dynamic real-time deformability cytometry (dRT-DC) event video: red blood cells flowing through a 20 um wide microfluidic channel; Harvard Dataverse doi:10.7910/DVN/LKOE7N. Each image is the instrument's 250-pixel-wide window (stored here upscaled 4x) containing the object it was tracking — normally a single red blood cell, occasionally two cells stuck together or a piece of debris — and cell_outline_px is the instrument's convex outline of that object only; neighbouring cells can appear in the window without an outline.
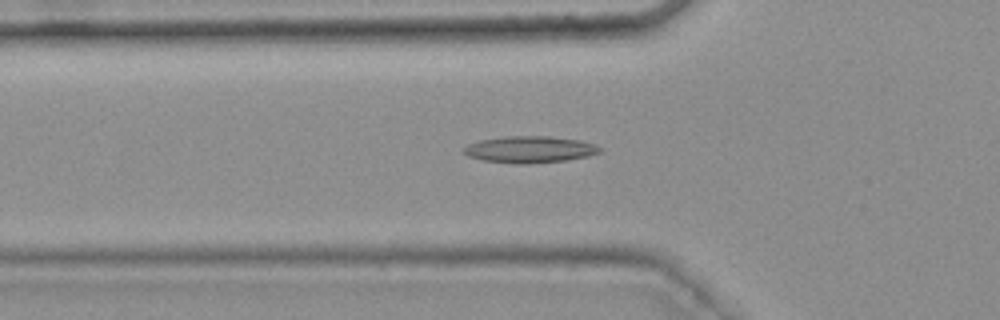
{"species": "common noctule bat (a hibernating species)", "species_latin": "Nyctalus noctula", "temperature_condition": "warm", "stored_images_in_passage": 48, "camera_frame_rate_fps": 3000, "um_per_image_px": 0.085, "animal": {"sex": "female", "body_mass_g": 25.1}, "frame": {"image": 1, "passage_image": 19, "time_ms": 6.0, "image_size_px": [1000, 320], "cell_outline_px": [[604, 148], [600, 152], [588, 156], [564, 160], [524, 164], [516, 164], [484, 160], [468, 156], [464, 152], [464, 148], [468, 144], [480, 140], [504, 136], [548, 136], [580, 140]], "centroid_in_image_um": [45.03, 12.7], "position_along_channel_um": 80.8, "area_um2": 20.98}}
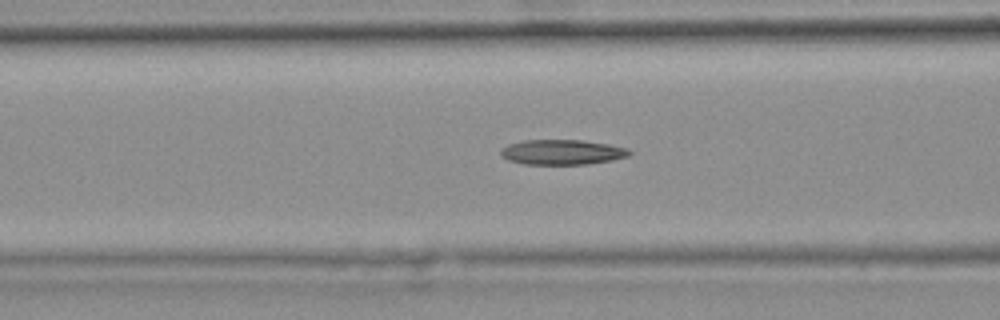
{"frame": {"image": 2, "passage_image": 22, "time_ms": 7.0, "image_size_px": [1000, 320], "cell_outline_px": [[632, 152], [628, 156], [612, 160], [588, 164], [524, 164], [508, 160], [500, 156], [500, 148], [508, 144], [524, 140], [584, 140], [608, 144], [628, 148]], "centroid_in_image_um": [47.76, 12.93], "position_along_channel_um": 118.8, "area_um2": 18.9}}
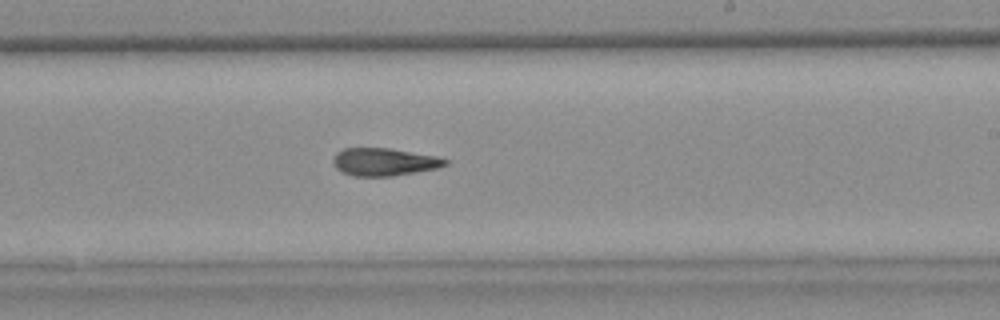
{"frame": {"image": 3, "passage_image": 33, "time_ms": 10.667, "image_size_px": [1000, 320], "cell_outline_px": [[448, 164], [440, 168], [392, 176], [352, 176], [336, 168], [332, 160], [336, 152], [344, 148], [388, 148], [436, 156], [448, 160]], "centroid_in_image_um": [32.66, 13.76], "position_along_channel_um": 256.3, "area_um2": 18.09}, "authors_computed_cell_mechanics": {"area_um2": 19.1318, "velocity_mm_per_s": 3.7585, "shape_relaxation_time_tau1_ms": null, "shape_relaxation_time_tau2_ms": 6.8563, "deformation_change_tau1": null, "deformation_change_tau2": 0.1914}}